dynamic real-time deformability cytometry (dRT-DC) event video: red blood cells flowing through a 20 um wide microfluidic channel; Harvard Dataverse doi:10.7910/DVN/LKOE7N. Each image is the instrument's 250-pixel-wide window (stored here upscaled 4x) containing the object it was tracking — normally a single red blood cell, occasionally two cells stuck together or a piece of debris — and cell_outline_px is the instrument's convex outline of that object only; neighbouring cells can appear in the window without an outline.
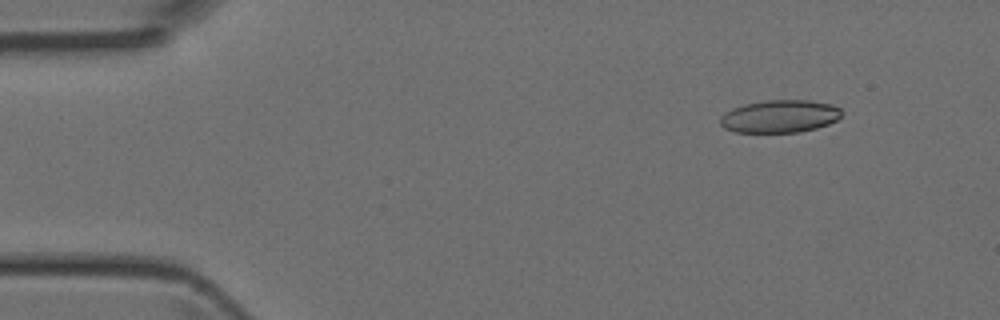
{"species": "Egyptian fruit bat (a non-hibernating species)", "species_latin": "Rousettus aegyptiacus", "temperature_condition": "room temperature", "stored_images_in_passage": 5, "camera_frame_rate_fps": 3000, "um_per_image_px": 0.085, "animal": {"sex": "female"}, "frame": {"image": 1, "passage_image": 2, "time_ms": 0.333, "image_size_px": [1000, 320], "cell_outline_px": [[840, 116], [836, 120], [828, 124], [816, 128], [800, 132], [736, 132], [724, 128], [720, 124], [720, 116], [724, 112], [732, 108], [744, 104], [764, 100], [808, 100], [832, 104], [840, 108]], "centroid_in_image_um": [66.25, 9.88], "position_along_channel_um": 18.8, "area_um2": 23.18}}